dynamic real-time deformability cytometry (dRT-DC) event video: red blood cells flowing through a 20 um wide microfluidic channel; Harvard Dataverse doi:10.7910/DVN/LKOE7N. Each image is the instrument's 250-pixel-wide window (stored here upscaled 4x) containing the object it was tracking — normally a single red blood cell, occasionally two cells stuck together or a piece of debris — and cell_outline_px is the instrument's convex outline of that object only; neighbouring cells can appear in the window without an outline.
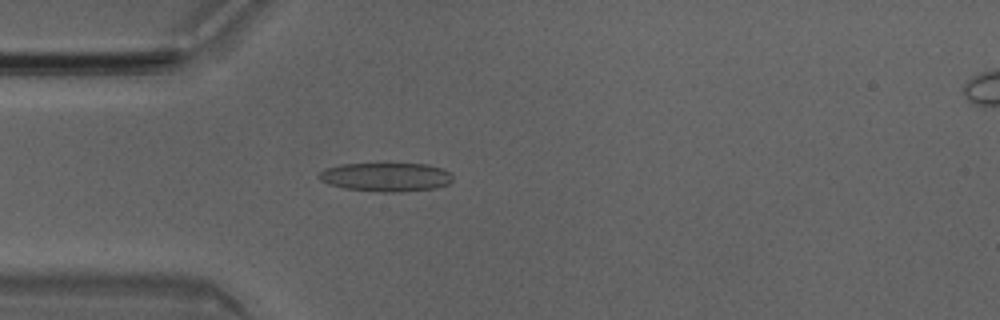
{"species": "Egyptian fruit bat (a non-hibernating species)", "species_latin": "Rousettus aegyptiacus", "temperature_condition": "room temperature", "stored_images_in_passage": 50, "camera_frame_rate_fps": 3000, "um_per_image_px": 0.085, "animal": {"sex": "male"}, "frame": {"image": 1, "passage_image": 14, "time_ms": 4.333, "image_size_px": [1000, 320], "cell_outline_px": [[452, 180], [448, 184], [436, 188], [400, 192], [380, 192], [344, 188], [328, 184], [320, 180], [316, 176], [324, 168], [340, 164], [428, 164], [440, 168], [448, 172], [452, 176]], "centroid_in_image_um": [32.76, 15.05], "position_along_channel_um": 52.2, "area_um2": 22.48}}
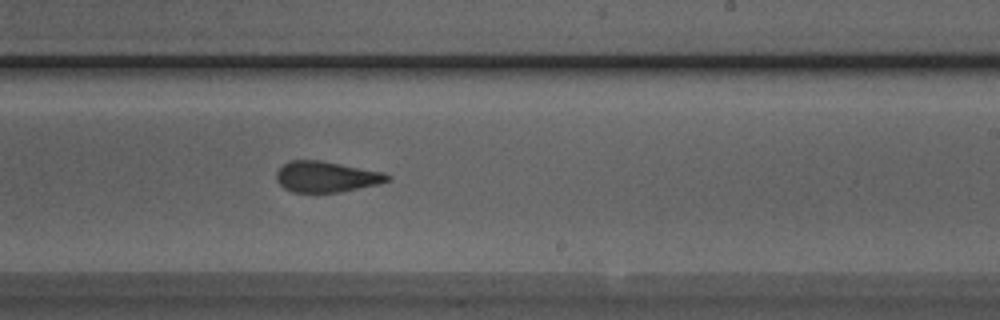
{"frame": {"image": 2, "passage_image": 30, "time_ms": 9.667, "image_size_px": [1000, 320], "cell_outline_px": [[392, 176], [388, 180], [380, 184], [340, 192], [292, 192], [284, 188], [276, 180], [276, 172], [288, 160], [320, 160], [384, 172]], "centroid_in_image_um": [27.74, 15.02], "position_along_channel_um": 261.3, "area_um2": 20.0}}
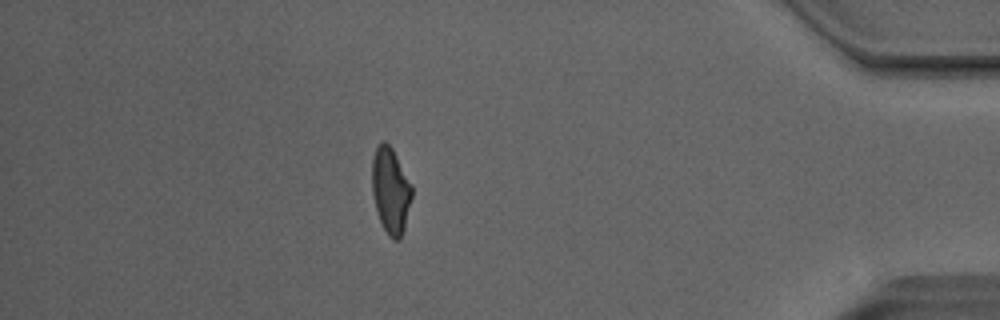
{"frame": {"image": 3, "passage_image": 44, "time_ms": 14.333, "image_size_px": [1000, 320], "cell_outline_px": [[412, 196], [404, 228], [400, 240], [392, 240], [388, 236], [380, 220], [376, 208], [372, 192], [372, 160], [376, 148], [384, 140], [392, 148], [412, 184]], "centroid_in_image_um": [33.21, 16.2], "position_along_channel_um": 402.0, "area_um2": 19.83}, "authors_computed_cell_mechanics": {"area_um2": 20.6057, "velocity_mm_per_s": 4.0479, "shape_relaxation_time_tau1_ms": null, "shape_relaxation_time_tau2_ms": 1.7116, "deformation_change_tau1": null, "deformation_change_tau2": 0.1107}}